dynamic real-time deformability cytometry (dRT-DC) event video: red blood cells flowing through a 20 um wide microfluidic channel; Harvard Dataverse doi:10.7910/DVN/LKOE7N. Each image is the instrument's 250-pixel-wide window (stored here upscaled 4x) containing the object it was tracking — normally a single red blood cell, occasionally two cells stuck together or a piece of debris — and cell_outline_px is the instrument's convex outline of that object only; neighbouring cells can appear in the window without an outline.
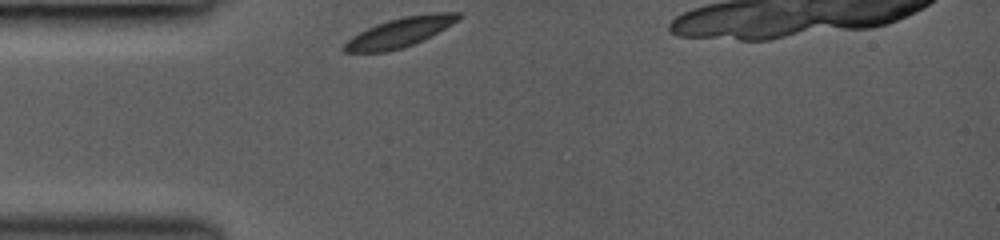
{"species": "common noctule bat (a hibernating species)", "species_latin": "Nyctalus noctula", "temperature_condition": "room temperature", "stored_images_in_passage": 1, "camera_frame_rate_fps": 3000, "um_per_image_px": 0.085, "animal": {"sex": "female", "body_mass_g": 19.0, "forearm_length_mm": 53.3}, "frame": {"image": 1, "passage_image": 1, "time_ms": 0.0, "image_size_px": [1000, 240], "cell_outline_px": [[460, 20], [412, 44], [400, 48], [384, 52], [344, 52], [340, 48], [352, 36], [376, 24], [388, 20], [404, 16], [436, 12], [460, 12]], "centroid_in_image_um": [33.95, 2.74], "position_along_channel_um": 51.0, "area_um2": 19.19}}